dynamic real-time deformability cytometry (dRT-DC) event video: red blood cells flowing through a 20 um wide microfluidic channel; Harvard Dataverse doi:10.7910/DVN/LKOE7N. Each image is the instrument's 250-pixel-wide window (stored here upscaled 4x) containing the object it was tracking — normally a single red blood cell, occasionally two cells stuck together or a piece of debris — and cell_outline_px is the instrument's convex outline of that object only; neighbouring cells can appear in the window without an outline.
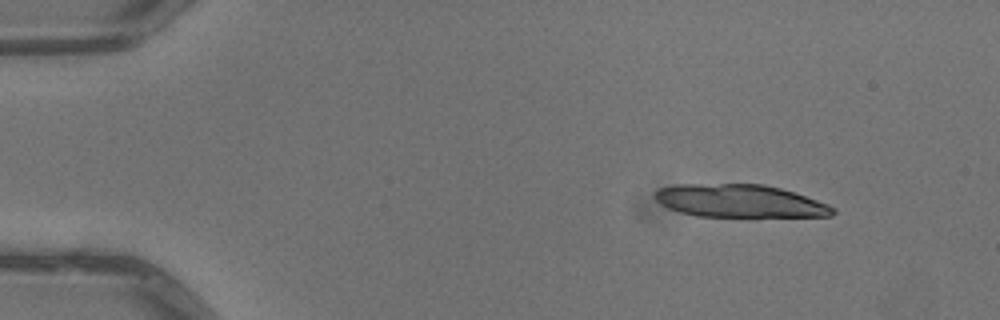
{"species": "common noctule bat (a hibernating species)", "species_latin": "Nyctalus noctula", "temperature_condition": "warm", "stored_images_in_passage": 7, "camera_frame_rate_fps": 3000, "um_per_image_px": 0.085, "animal": {"sex": "male", "body_mass_g": 13.3}, "frame": {"image": 1, "passage_image": 1, "time_ms": 0.0, "image_size_px": [1000, 320], "cell_outline_px": [[836, 212], [832, 216], [696, 216], [680, 212], [668, 208], [660, 204], [652, 196], [660, 188], [676, 184], [764, 184], [780, 188], [828, 204], [836, 208]], "centroid_in_image_um": [62.84, 17.08], "position_along_channel_um": 22.2, "area_um2": 33.87}}
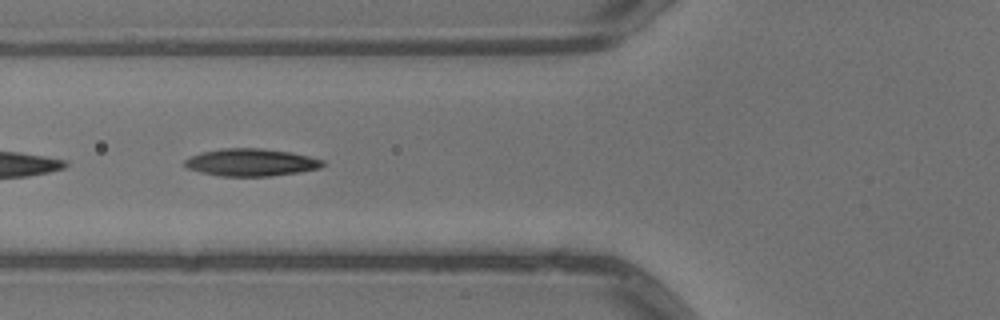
{"frame": {"image": 2, "passage_image": 5, "time_ms": 1.333, "image_size_px": [1000, 320], "cell_outline_px": [[324, 164], [320, 168], [300, 172], [272, 176], [220, 176], [200, 172], [188, 168], [184, 164], [184, 160], [200, 152], [220, 148], [260, 148], [288, 152], [308, 156], [324, 160]], "centroid_in_image_um": [21.33, 13.8], "position_along_channel_um": 104.5, "area_um2": 22.02}}
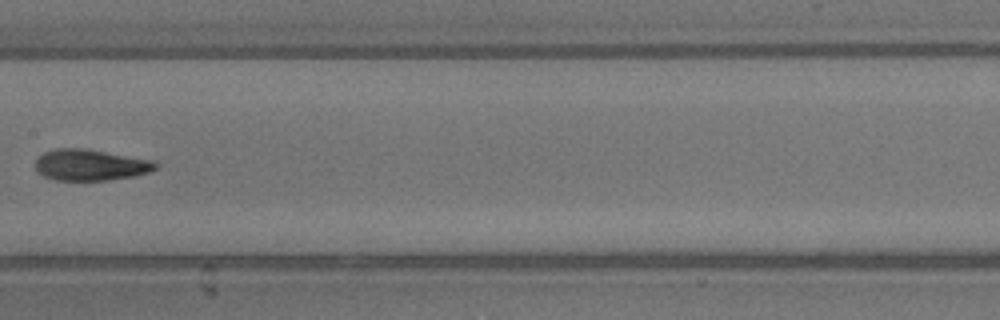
{"frame": {"image": 3, "passage_image": 7, "time_ms": 2.0, "image_size_px": [1000, 320], "cell_outline_px": [[160, 164], [156, 168], [148, 172], [132, 176], [108, 180], [56, 180], [44, 176], [36, 172], [36, 160], [44, 152], [56, 148], [84, 148], [152, 160]], "centroid_in_image_um": [7.67, 14.02], "position_along_channel_um": 199.7, "area_um2": 21.73}}